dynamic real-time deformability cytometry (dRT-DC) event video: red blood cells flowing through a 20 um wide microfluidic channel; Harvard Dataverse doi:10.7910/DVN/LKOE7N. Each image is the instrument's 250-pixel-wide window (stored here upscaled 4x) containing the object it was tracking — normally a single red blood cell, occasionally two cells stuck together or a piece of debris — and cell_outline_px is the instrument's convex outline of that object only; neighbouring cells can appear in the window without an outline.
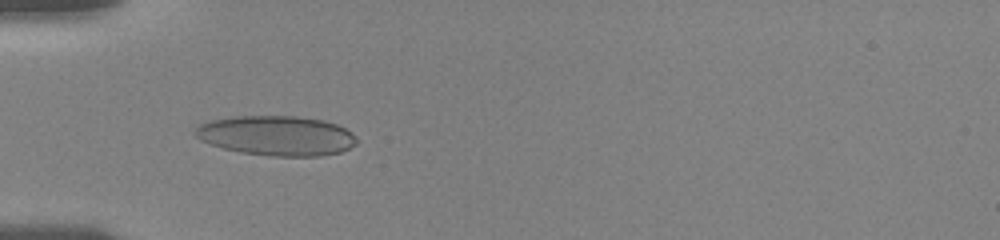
{"species": "human", "species_latin": "Homo sapiens", "temperature_condition": "room temperature", "stored_images_in_passage": 37, "camera_frame_rate_fps": 3000, "um_per_image_px": 0.085, "donor": {"sex": "female"}, "frame": {"image": 1, "passage_image": 12, "time_ms": 5.667, "image_size_px": [1000, 240], "cell_outline_px": [[360, 140], [356, 144], [340, 152], [320, 156], [272, 156], [240, 152], [224, 148], [200, 140], [192, 132], [192, 128], [196, 124], [208, 120], [232, 116], [296, 116], [324, 120], [336, 124], [352, 132]], "centroid_in_image_um": [23.47, 11.52], "position_along_channel_um": 61.5, "area_um2": 37.92}}
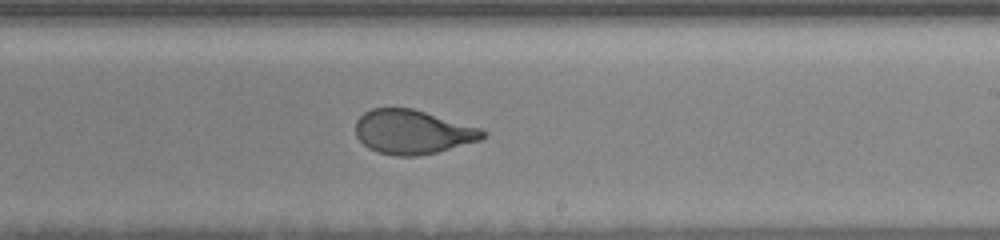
{"frame": {"image": 2, "passage_image": 23, "time_ms": 11.0, "image_size_px": [1000, 240], "cell_outline_px": [[488, 136], [480, 140], [436, 152], [416, 156], [396, 156], [376, 152], [368, 148], [356, 136], [356, 120], [364, 112], [372, 108], [412, 108], [480, 128], [488, 132]], "centroid_in_image_um": [35.06, 11.22], "position_along_channel_um": 253.9, "area_um2": 32.66}}
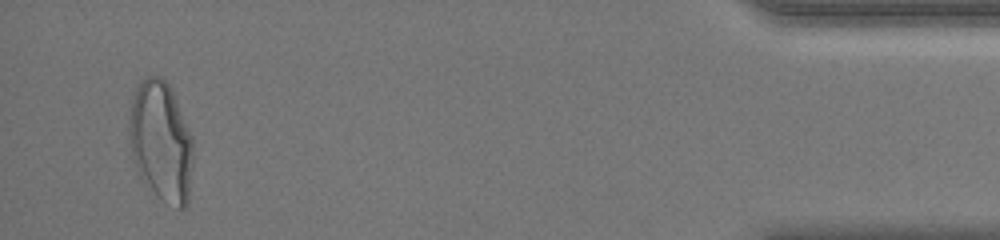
{"frame": {"image": 3, "passage_image": 36, "time_ms": 17.333, "image_size_px": [1000, 240], "cell_outline_px": [[192, 164], [188, 204], [184, 208], [176, 208], [160, 196], [140, 176], [136, 168], [132, 156], [128, 136], [128, 128], [132, 96], [140, 80], [148, 76], [160, 76], [172, 88], [192, 136]], "centroid_in_image_um": [13.68, 11.96], "position_along_channel_um": 421.5, "area_um2": 44.68}, "authors_computed_cell_mechanics": {"area_um2": 34.2176, "velocity_mm_per_s": 3.6881, "shape_relaxation_time_tau1_ms": 4.2551, "shape_relaxation_time_tau2_ms": null, "deformation_change_tau1": 0.1677, "deformation_change_tau2": null}}